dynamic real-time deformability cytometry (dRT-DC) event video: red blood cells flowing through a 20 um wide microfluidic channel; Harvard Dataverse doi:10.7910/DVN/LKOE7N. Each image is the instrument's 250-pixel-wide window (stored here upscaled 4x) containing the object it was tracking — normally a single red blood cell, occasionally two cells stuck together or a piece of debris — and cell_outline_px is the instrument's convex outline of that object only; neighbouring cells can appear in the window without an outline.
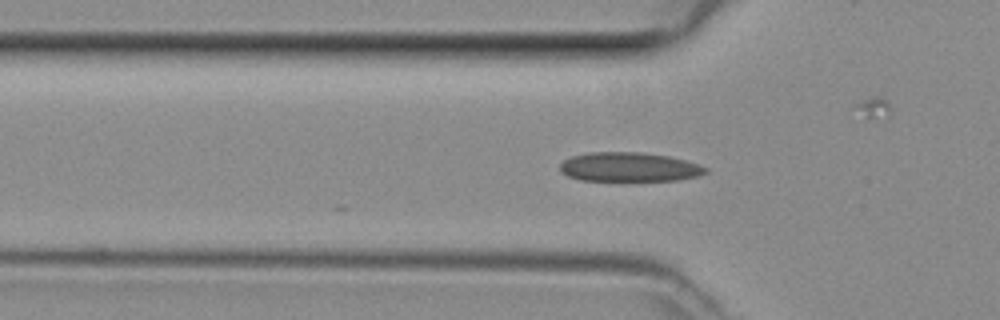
{"species": "common noctule bat (a hibernating species)", "species_latin": "Nyctalus noctula", "temperature_condition": "room temperature", "stored_images_in_passage": 37, "camera_frame_rate_fps": 3000, "um_per_image_px": 0.085, "animal": {"sex": "female", "body_mass_g": 29.2, "forearm_length_mm": 56.3}, "frame": {"image": 1, "passage_image": 14, "time_ms": 4.333, "image_size_px": [1000, 320], "cell_outline_px": [[708, 172], [696, 176], [680, 180], [620, 184], [580, 180], [568, 176], [560, 168], [560, 164], [564, 160], [572, 156], [592, 152], [640, 152], [668, 156], [700, 164], [708, 168]], "centroid_in_image_um": [53.5, 14.26], "position_along_channel_um": 72.3, "area_um2": 26.01}}
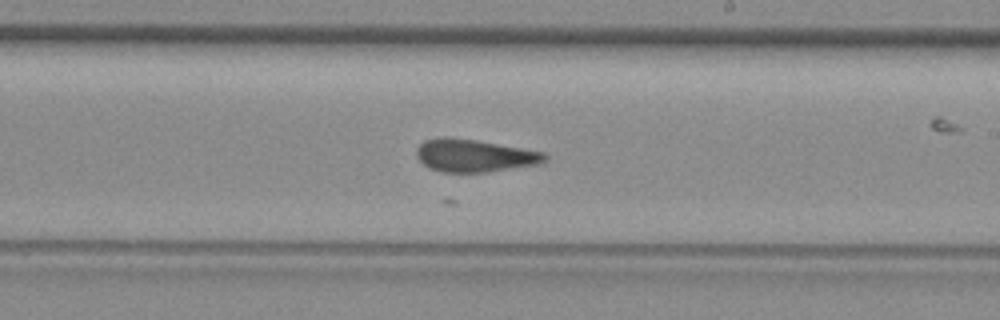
{"frame": {"image": 2, "passage_image": 26, "time_ms": 8.333, "image_size_px": [1000, 320], "cell_outline_px": [[548, 160], [540, 164], [484, 172], [440, 172], [428, 168], [416, 156], [416, 148], [424, 140], [476, 140], [544, 152], [548, 156]], "centroid_in_image_um": [40.38, 13.27], "position_along_channel_um": 248.6, "area_um2": 23.7}}
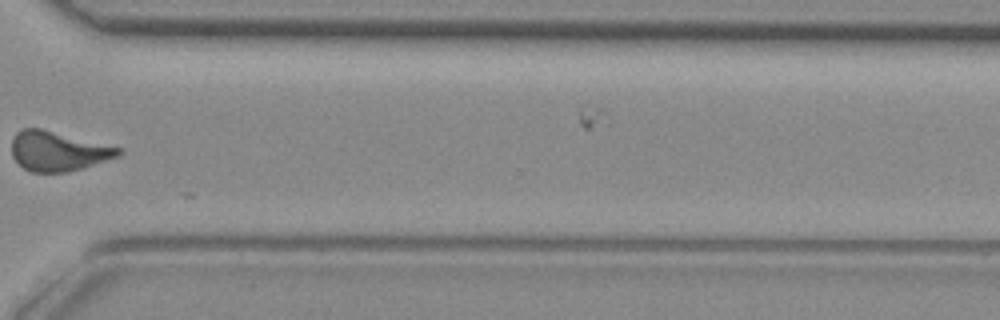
{"frame": {"image": 3, "passage_image": 34, "time_ms": 11.0, "image_size_px": [1000, 320], "cell_outline_px": [[120, 156], [84, 168], [68, 172], [32, 172], [24, 168], [12, 156], [12, 140], [16, 132], [20, 128], [40, 128], [120, 148]], "centroid_in_image_um": [4.91, 12.85], "position_along_channel_um": 365.7, "area_um2": 24.45}}